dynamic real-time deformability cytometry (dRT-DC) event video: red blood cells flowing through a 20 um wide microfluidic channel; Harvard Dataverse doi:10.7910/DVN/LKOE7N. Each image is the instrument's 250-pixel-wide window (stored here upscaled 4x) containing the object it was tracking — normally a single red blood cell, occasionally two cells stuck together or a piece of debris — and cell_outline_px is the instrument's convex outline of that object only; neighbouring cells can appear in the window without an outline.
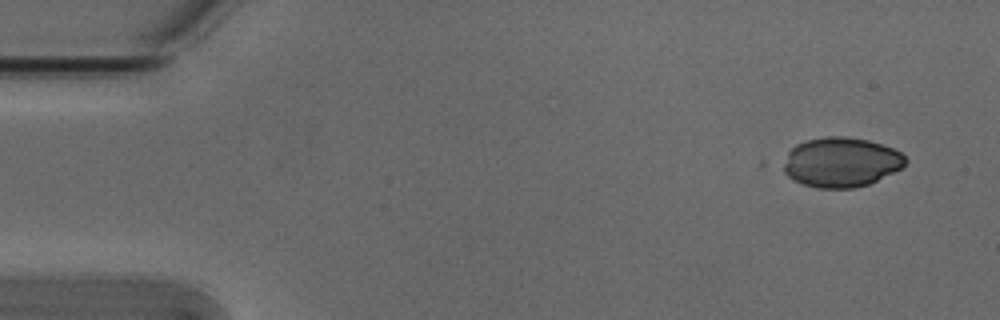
{"species": "Egyptian fruit bat (a non-hibernating species)", "species_latin": "Rousettus aegyptiacus", "temperature_condition": "cold", "stored_images_in_passage": 6, "camera_frame_rate_fps": 3000, "um_per_image_px": 0.085, "animal": {"sex": "male"}, "frame": {"image": 1, "passage_image": 1, "time_ms": 0.0, "image_size_px": [1000, 320], "cell_outline_px": [[908, 160], [904, 168], [868, 184], [852, 188], [816, 188], [792, 180], [784, 172], [780, 164], [788, 152], [796, 144], [808, 140], [824, 136], [844, 136], [868, 140], [892, 148], [900, 152]], "centroid_in_image_um": [71.47, 13.79], "position_along_channel_um": 13.5, "area_um2": 35.66}}